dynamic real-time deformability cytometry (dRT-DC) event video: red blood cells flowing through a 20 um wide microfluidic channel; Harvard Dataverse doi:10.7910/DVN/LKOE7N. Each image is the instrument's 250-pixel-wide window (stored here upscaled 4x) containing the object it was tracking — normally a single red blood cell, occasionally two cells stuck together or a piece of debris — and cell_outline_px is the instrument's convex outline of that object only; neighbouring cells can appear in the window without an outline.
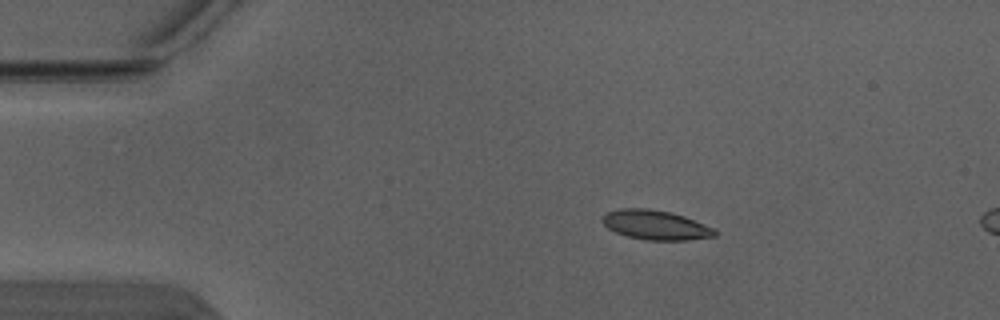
{"species": "Egyptian fruit bat (a non-hibernating species)", "species_latin": "Rousettus aegyptiacus", "temperature_condition": "warm", "stored_images_in_passage": 2, "camera_frame_rate_fps": 3000, "um_per_image_px": 0.085, "animal": {"sex": "male"}, "frame": {"image": 1, "passage_image": 2, "time_ms": 0.333, "image_size_px": [1000, 320], "cell_outline_px": [[716, 236], [688, 240], [648, 240], [628, 236], [616, 232], [608, 228], [600, 220], [608, 212], [620, 208], [648, 208], [672, 212], [684, 216], [716, 228]], "centroid_in_image_um": [55.76, 19.11], "position_along_channel_um": 29.2, "area_um2": 19.36}}